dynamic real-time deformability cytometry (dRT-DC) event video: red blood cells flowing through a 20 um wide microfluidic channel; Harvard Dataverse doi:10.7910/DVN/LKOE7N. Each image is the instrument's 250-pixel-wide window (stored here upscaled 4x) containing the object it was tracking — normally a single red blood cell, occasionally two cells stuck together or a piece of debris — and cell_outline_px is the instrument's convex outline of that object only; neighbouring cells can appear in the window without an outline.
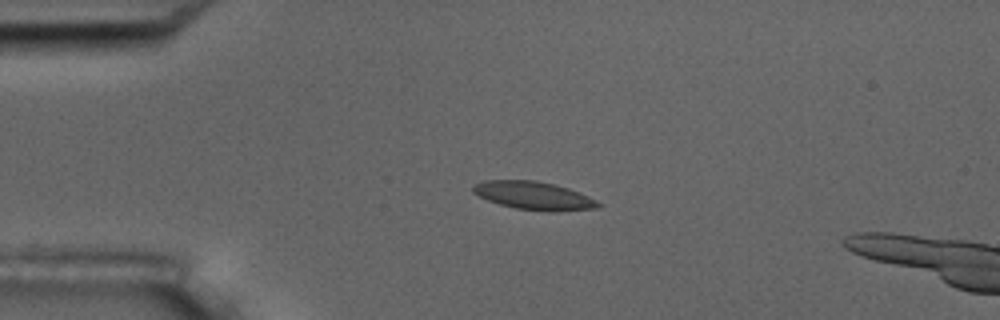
{"species": "common noctule bat (a hibernating species)", "species_latin": "Nyctalus noctula", "temperature_condition": "room temperature", "stored_images_in_passage": 3, "camera_frame_rate_fps": 3000, "um_per_image_px": 0.085, "animal": {"sex": "male", "body_mass_g": 17.5, "forearm_length_mm": 52.3}, "frame": {"image": 1, "passage_image": 1, "time_ms": 0.0, "image_size_px": [1000, 320], "cell_outline_px": [[604, 204], [596, 208], [556, 212], [516, 208], [500, 204], [488, 200], [472, 192], [472, 188], [476, 184], [484, 180], [536, 180], [556, 184], [568, 188], [588, 196]], "centroid_in_image_um": [45.4, 16.62], "position_along_channel_um": 39.6, "area_um2": 20.46}}